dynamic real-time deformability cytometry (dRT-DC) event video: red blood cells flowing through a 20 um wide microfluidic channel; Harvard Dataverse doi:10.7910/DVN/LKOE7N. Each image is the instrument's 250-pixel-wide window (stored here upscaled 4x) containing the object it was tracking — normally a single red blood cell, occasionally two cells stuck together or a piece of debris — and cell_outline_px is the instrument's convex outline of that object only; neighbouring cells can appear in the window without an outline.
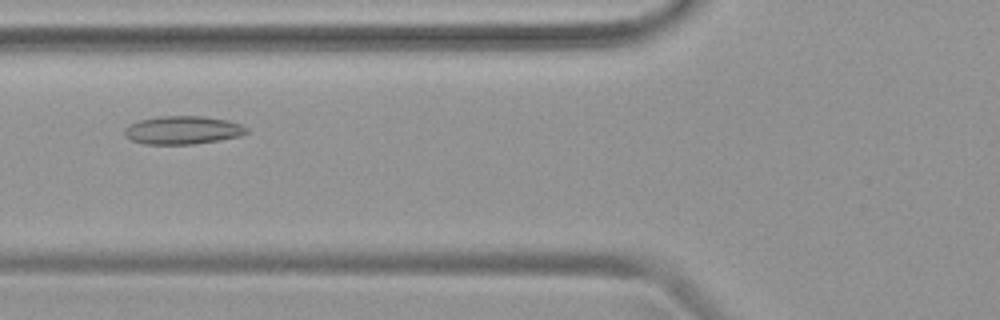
{"species": "common noctule bat (a hibernating species)", "species_latin": "Nyctalus noctula", "temperature_condition": "warm", "stored_images_in_passage": 45, "camera_frame_rate_fps": 3000, "um_per_image_px": 0.085, "animal": {"sex": "female", "body_mass_g": 19.9}, "frame": {"image": 1, "passage_image": 16, "time_ms": 5.0, "image_size_px": [1000, 320], "cell_outline_px": [[248, 132], [240, 136], [220, 140], [192, 144], [144, 144], [132, 140], [124, 136], [124, 128], [128, 124], [140, 120], [160, 116], [204, 116], [228, 120], [240, 124], [248, 128]], "centroid_in_image_um": [15.52, 11.06], "position_along_channel_um": 110.3, "area_um2": 20.17}}
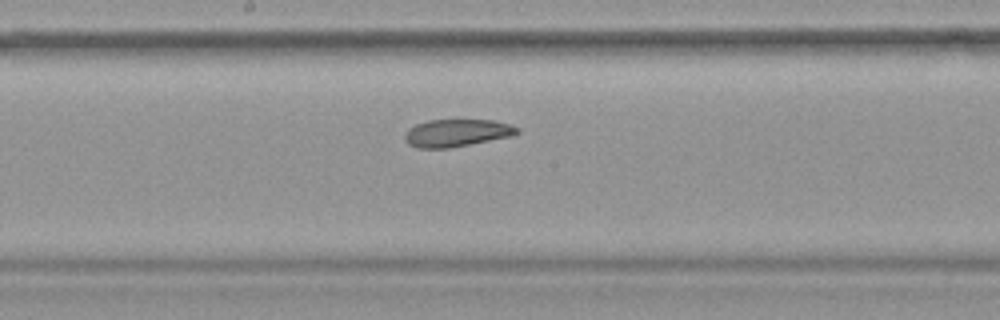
{"frame": {"image": 2, "passage_image": 23, "time_ms": 7.333, "image_size_px": [1000, 320], "cell_outline_px": [[520, 132], [508, 136], [448, 148], [416, 148], [408, 144], [404, 140], [404, 132], [408, 128], [416, 124], [428, 120], [492, 120], [512, 124], [520, 128]], "centroid_in_image_um": [38.77, 11.29], "position_along_channel_um": 209.4, "area_um2": 17.92}}
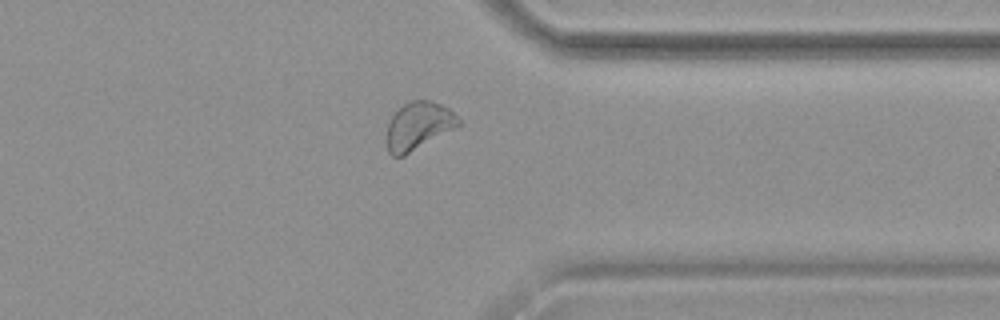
{"frame": {"image": 3, "passage_image": 35, "time_ms": 11.333, "image_size_px": [1000, 320], "cell_outline_px": [[460, 124], [404, 156], [392, 156], [388, 152], [384, 140], [388, 124], [392, 116], [404, 104], [412, 100], [428, 100], [440, 104], [448, 108], [460, 120]], "centroid_in_image_um": [35.49, 10.71], "position_along_channel_um": 375.9, "area_um2": 19.71}}